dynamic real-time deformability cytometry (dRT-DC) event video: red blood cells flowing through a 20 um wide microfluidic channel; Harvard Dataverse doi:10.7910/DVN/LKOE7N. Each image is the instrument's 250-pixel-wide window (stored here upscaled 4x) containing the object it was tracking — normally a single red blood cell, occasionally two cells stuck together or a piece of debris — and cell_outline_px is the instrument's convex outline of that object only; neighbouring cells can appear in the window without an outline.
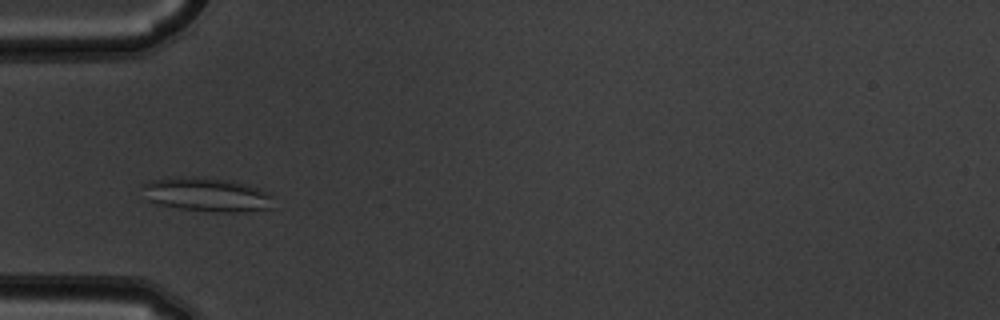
{"species": "common noctule bat (a hibernating species)", "species_latin": "Nyctalus noctula", "temperature_condition": "warm", "stored_images_in_passage": 5, "camera_frame_rate_fps": 3000, "um_per_image_px": 0.085, "animal": {"sex": "male", "body_mass_g": 19.5, "forearm_length_mm": 54.6}, "frame": {"image": 1, "passage_image": 3, "time_ms": 0.667, "image_size_px": [1000, 320], "cell_outline_px": [[276, 196], [272, 208], [240, 212], [220, 212], [180, 208], [160, 204], [148, 200], [140, 184], [148, 180], [172, 176], [200, 176], [232, 180], [248, 184], [268, 192]], "centroid_in_image_um": [17.6, 16.51], "position_along_channel_um": 67.4, "area_um2": 26.53}}
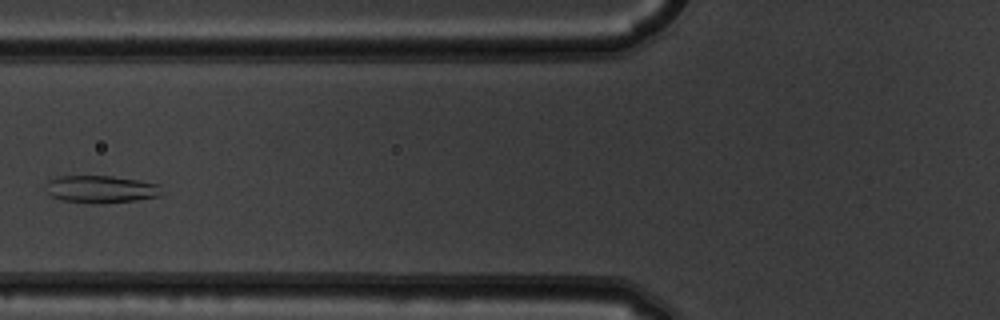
{"frame": {"image": 2, "passage_image": 4, "time_ms": 1.0, "image_size_px": [1000, 320], "cell_outline_px": [[160, 196], [136, 200], [96, 204], [92, 204], [64, 200], [52, 196], [44, 188], [48, 180], [60, 176], [112, 176], [160, 184]], "centroid_in_image_um": [8.55, 16.08], "position_along_channel_um": 117.2, "area_um2": 18.44}}